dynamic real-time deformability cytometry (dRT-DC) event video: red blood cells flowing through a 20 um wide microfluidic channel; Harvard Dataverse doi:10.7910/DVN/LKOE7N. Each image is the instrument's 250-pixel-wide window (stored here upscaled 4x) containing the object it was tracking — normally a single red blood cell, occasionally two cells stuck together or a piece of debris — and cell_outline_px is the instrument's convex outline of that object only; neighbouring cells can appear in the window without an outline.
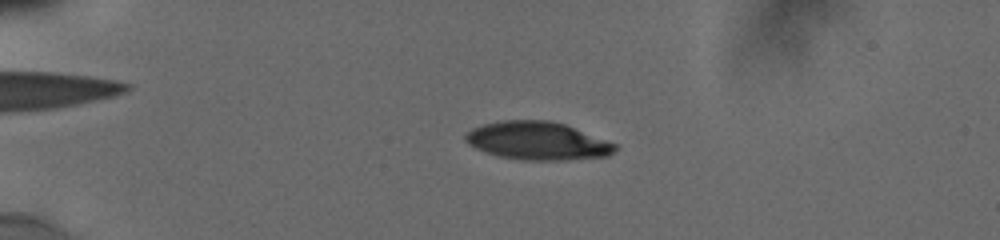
{"species": "human", "species_latin": "Homo sapiens", "temperature_condition": "cold", "stored_images_in_passage": 10, "camera_frame_rate_fps": 3000, "um_per_image_px": 0.085, "donor": {"sex": "male"}, "frame": {"image": 1, "passage_image": 5, "time_ms": 2.333, "image_size_px": [1000, 240], "cell_outline_px": [[616, 148], [608, 156], [560, 160], [524, 160], [500, 156], [476, 148], [468, 144], [464, 140], [464, 136], [472, 128], [484, 124], [500, 120], [548, 120], [564, 124], [616, 144]], "centroid_in_image_um": [45.65, 11.96], "position_along_channel_um": 39.3, "area_um2": 32.77}}